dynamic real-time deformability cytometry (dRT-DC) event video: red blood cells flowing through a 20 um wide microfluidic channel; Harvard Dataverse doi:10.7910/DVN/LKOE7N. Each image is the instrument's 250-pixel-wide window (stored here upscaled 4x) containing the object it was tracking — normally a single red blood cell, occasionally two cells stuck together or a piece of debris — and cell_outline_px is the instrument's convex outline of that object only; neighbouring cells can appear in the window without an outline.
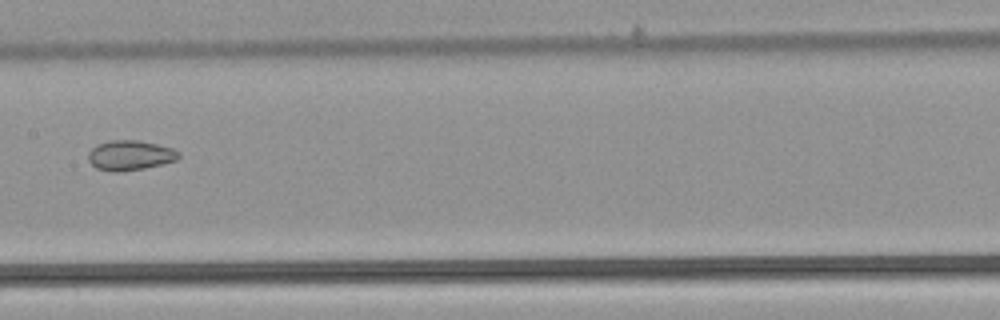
{"species": "common noctule bat (a hibernating species)", "species_latin": "Nyctalus noctula", "temperature_condition": "warm", "stored_images_in_passage": 6, "camera_frame_rate_fps": 3000, "um_per_image_px": 0.085, "animal": {"sex": "male", "body_mass_g": 21.5, "forearm_length_mm": 52.0}, "frame": {"image": 1, "passage_image": 6, "time_ms": 1.667, "image_size_px": [1000, 320], "cell_outline_px": [[180, 156], [176, 160], [144, 168], [124, 172], [112, 172], [96, 168], [88, 160], [88, 152], [96, 144], [108, 140], [136, 140], [156, 144], [172, 148], [180, 152]], "centroid_in_image_um": [11.02, 13.2], "position_along_channel_um": 196.4, "area_um2": 15.84}}